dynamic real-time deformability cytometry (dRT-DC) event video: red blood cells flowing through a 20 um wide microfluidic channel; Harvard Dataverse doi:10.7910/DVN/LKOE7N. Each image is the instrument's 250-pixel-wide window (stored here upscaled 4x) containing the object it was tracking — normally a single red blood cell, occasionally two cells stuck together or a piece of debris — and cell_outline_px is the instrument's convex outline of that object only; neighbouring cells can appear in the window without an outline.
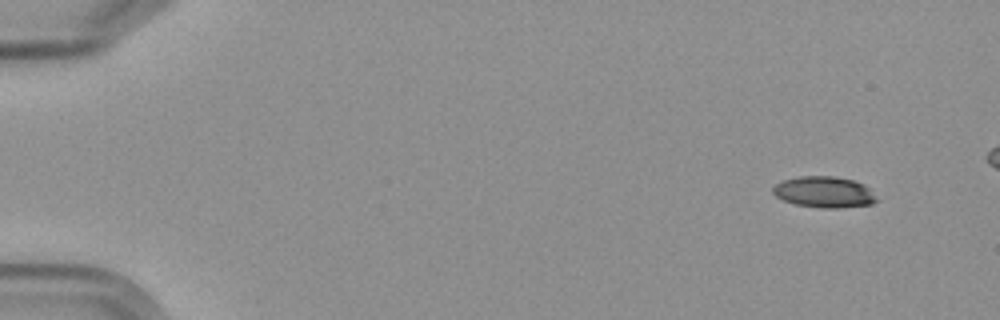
{"species": "Egyptian fruit bat (a non-hibernating species)", "species_latin": "Rousettus aegyptiacus", "temperature_condition": "cold", "stored_images_in_passage": 6, "segment_of_instrument_passage": [1, 2], "camera_frame_rate_fps": 3000, "um_per_image_px": 0.085, "frame": {"image": 1, "passage_image": 1, "time_ms": 0.0, "image_size_px": [1000, 320], "cell_outline_px": [[880, 200], [872, 204], [840, 208], [824, 208], [796, 204], [784, 200], [776, 196], [772, 192], [772, 188], [776, 184], [784, 180], [800, 176], [836, 176], [852, 180], [864, 184]], "centroid_in_image_um": [70.08, 16.32], "position_along_channel_um": 14.9, "area_um2": 18.79}}